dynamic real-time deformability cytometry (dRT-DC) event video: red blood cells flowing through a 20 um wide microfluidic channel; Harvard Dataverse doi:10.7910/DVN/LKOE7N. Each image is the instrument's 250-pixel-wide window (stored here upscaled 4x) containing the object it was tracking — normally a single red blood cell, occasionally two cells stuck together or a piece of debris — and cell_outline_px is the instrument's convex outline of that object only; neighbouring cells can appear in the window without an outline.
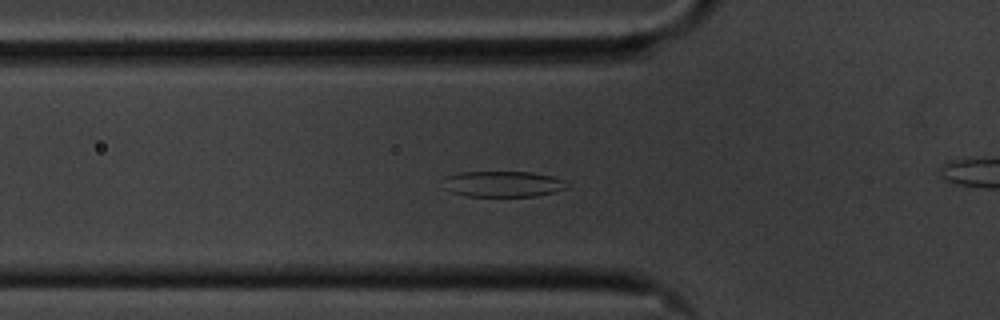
{"species": "common noctule bat (a hibernating species)", "species_latin": "Nyctalus noctula", "temperature_condition": "cold", "stored_images_in_passage": 57, "camera_frame_rate_fps": 3000, "um_per_image_px": 0.085, "animal": {"sex": "male", "body_mass_g": 20.1, "forearm_length_mm": 53.5}, "frame": {"image": 1, "passage_image": 18, "time_ms": 5.667, "image_size_px": [1000, 320], "cell_outline_px": [[572, 184], [568, 188], [556, 192], [536, 196], [468, 196], [452, 192], [444, 188], [444, 176], [460, 172], [532, 172], [552, 176], [564, 180]], "centroid_in_image_um": [42.8, 15.64], "position_along_channel_um": 83.0, "area_um2": 18.9}}
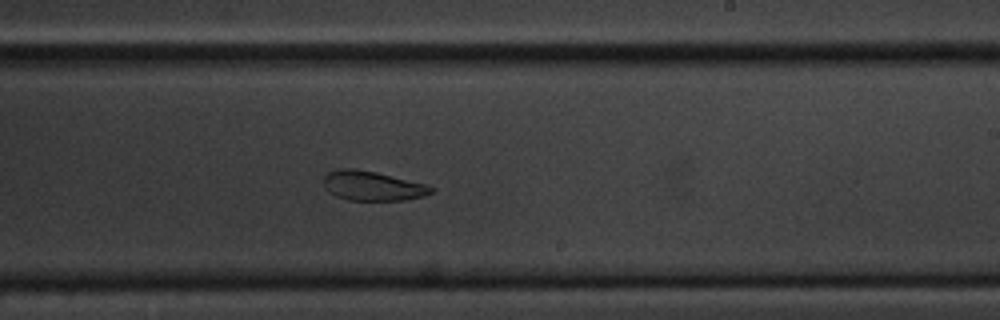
{"frame": {"image": 2, "passage_image": 33, "time_ms": 10.667, "image_size_px": [1000, 320], "cell_outline_px": [[436, 188], [432, 192], [424, 196], [404, 200], [348, 200], [336, 196], [328, 192], [324, 188], [324, 176], [328, 172], [340, 168], [352, 168], [376, 172], [428, 184]], "centroid_in_image_um": [31.67, 15.8], "position_along_channel_um": 257.3, "area_um2": 18.67}}
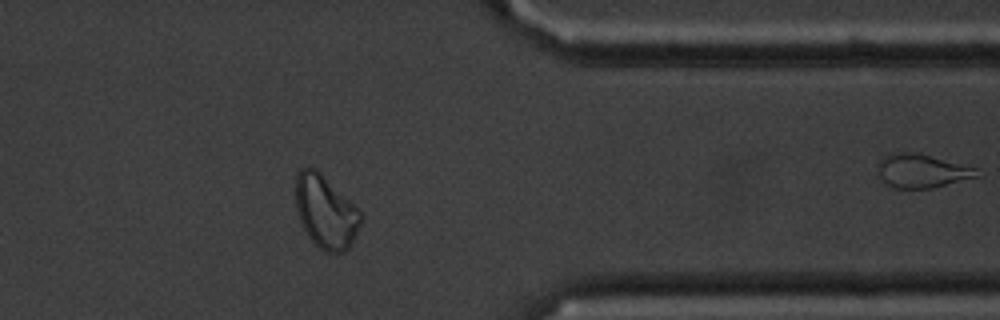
{"frame": {"image": 3, "passage_image": 45, "time_ms": 14.667, "image_size_px": [1000, 320], "cell_outline_px": [[360, 224], [356, 236], [352, 244], [344, 252], [324, 252], [308, 236], [300, 220], [296, 208], [296, 172], [300, 168], [308, 164], [320, 172], [360, 212]], "centroid_in_image_um": [27.64, 17.99], "position_along_channel_um": 383.8, "area_um2": 27.34}, "authors_computed_cell_mechanics": {"area_um2": 21.5594, "velocity_mm_per_s": 3.4737, "shape_relaxation_time_tau1_ms": 7.9856, "shape_relaxation_time_tau2_ms": 4.8042, "deformation_change_tau1": 0.1759, "deformation_change_tau2": 0.1311}}